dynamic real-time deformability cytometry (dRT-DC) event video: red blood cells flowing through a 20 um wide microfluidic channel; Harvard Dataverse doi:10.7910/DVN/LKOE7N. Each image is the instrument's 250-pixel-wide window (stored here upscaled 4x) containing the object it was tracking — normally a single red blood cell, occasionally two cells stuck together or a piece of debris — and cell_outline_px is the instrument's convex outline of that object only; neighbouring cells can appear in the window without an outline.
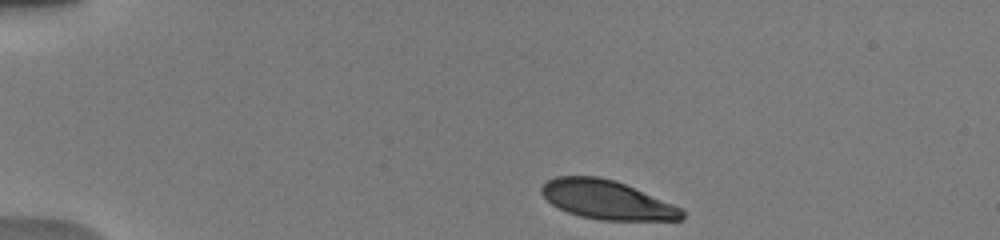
{"species": "human", "species_latin": "Homo sapiens", "temperature_condition": "warm", "stored_images_in_passage": 7, "camera_frame_rate_fps": 3000, "um_per_image_px": 0.085, "donor": {"sex": "male"}, "frame": {"image": 1, "passage_image": 1, "time_ms": 0.0, "image_size_px": [1000, 240], "cell_outline_px": [[684, 216], [680, 220], [600, 220], [580, 216], [568, 212], [552, 204], [540, 192], [540, 188], [548, 180], [556, 176], [596, 176], [612, 180], [624, 184], [672, 204], [680, 208], [684, 212]], "centroid_in_image_um": [51.55, 16.99], "position_along_channel_um": 33.4, "area_um2": 31.33}}
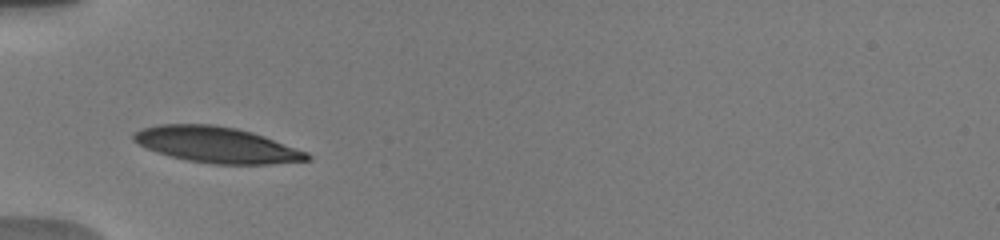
{"frame": {"image": 2, "passage_image": 4, "time_ms": 2.667, "image_size_px": [1000, 240], "cell_outline_px": [[312, 160], [272, 164], [212, 164], [188, 160], [156, 152], [132, 140], [132, 136], [136, 132], [144, 128], [160, 124], [212, 124], [236, 128], [252, 132], [264, 136], [308, 152], [312, 156]], "centroid_in_image_um": [18.47, 12.31], "position_along_channel_um": 66.5, "area_um2": 36.13}}
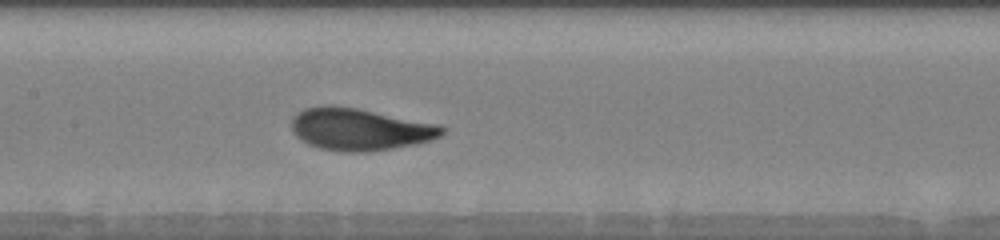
{"frame": {"image": 3, "passage_image": 7, "time_ms": 5.667, "image_size_px": [1000, 240], "cell_outline_px": [[444, 132], [440, 136], [432, 140], [416, 144], [368, 152], [344, 152], [320, 148], [308, 144], [300, 140], [292, 132], [292, 116], [296, 112], [304, 108], [328, 104], [332, 104], [356, 108], [440, 124], [444, 128]], "centroid_in_image_um": [30.55, 10.98], "position_along_channel_um": 176.8, "area_um2": 37.22}}